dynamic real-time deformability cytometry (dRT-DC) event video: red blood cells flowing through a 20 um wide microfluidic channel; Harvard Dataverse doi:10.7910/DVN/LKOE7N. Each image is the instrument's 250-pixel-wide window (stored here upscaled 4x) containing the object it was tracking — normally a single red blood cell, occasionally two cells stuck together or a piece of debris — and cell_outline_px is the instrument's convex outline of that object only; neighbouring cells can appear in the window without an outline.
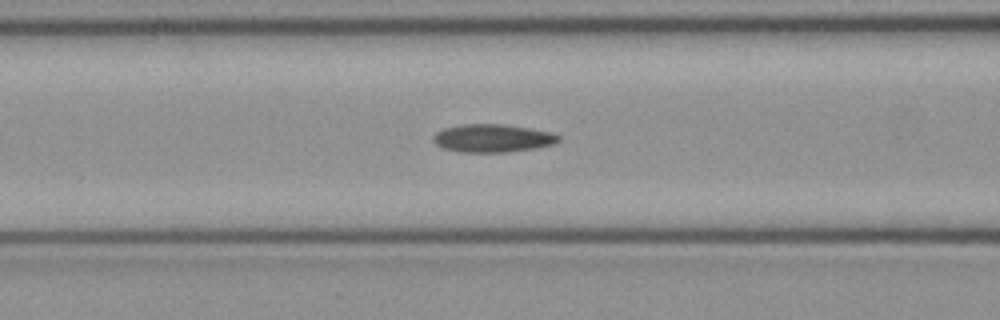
{"species": "common noctule bat (a hibernating species)", "species_latin": "Nyctalus noctula", "temperature_condition": "cold", "stored_images_in_passage": 43, "camera_frame_rate_fps": 3000, "um_per_image_px": 0.085, "animal": {"sex": "female", "body_mass_g": 21.9}, "frame": {"image": 1, "passage_image": 19, "time_ms": 6.0, "image_size_px": [1000, 320], "cell_outline_px": [[560, 140], [552, 144], [532, 148], [508, 152], [460, 152], [444, 148], [436, 144], [432, 140], [432, 136], [436, 132], [444, 128], [460, 124], [504, 124], [552, 132], [560, 136]], "centroid_in_image_um": [41.83, 11.74], "position_along_channel_um": 124.8, "area_um2": 20.4}}
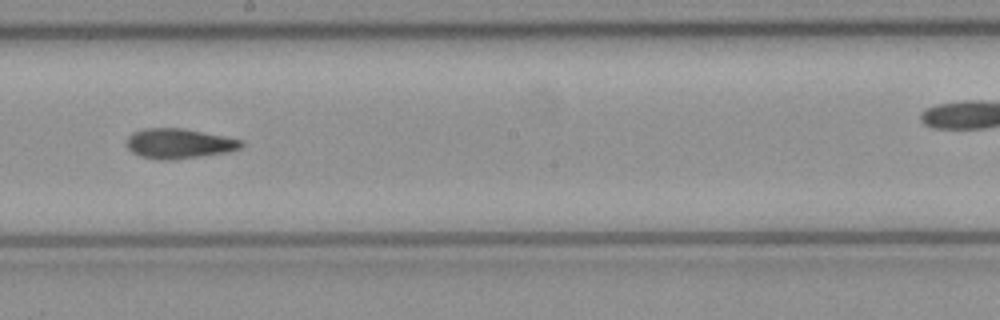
{"frame": {"image": 2, "passage_image": 27, "time_ms": 8.667, "image_size_px": [1000, 320], "cell_outline_px": [[244, 144], [240, 148], [224, 152], [172, 160], [156, 160], [140, 156], [132, 152], [128, 148], [128, 136], [132, 132], [144, 128], [184, 128], [244, 140]], "centroid_in_image_um": [15.19, 12.19], "position_along_channel_um": 233.0, "area_um2": 19.94}}
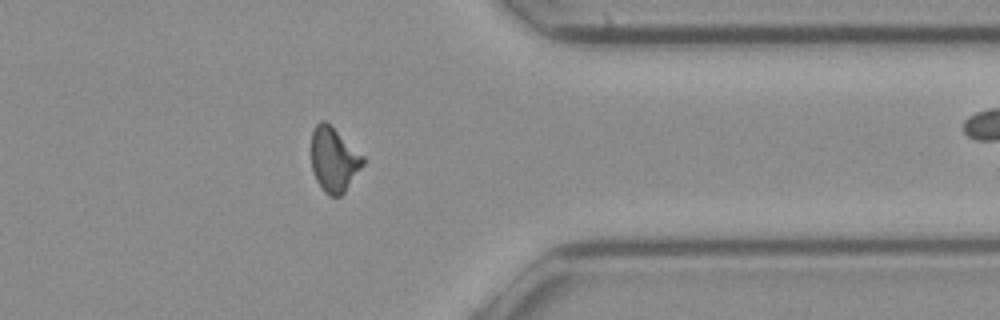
{"frame": {"image": 3, "passage_image": 39, "time_ms": 12.667, "image_size_px": [1000, 320], "cell_outline_px": [[364, 164], [344, 192], [340, 196], [328, 196], [324, 192], [316, 180], [312, 168], [312, 132], [316, 124], [320, 120], [324, 120], [364, 156]], "centroid_in_image_um": [28.37, 13.58], "position_along_channel_um": 383.0, "area_um2": 19.13}, "authors_computed_cell_mechanics": {"area_um2": 19.941, "velocity_mm_per_s": 4.0478, "shape_relaxation_time_tau1_ms": null, "shape_relaxation_time_tau2_ms": 3.0969, "deformation_change_tau1": null, "deformation_change_tau2": 0.0913}}